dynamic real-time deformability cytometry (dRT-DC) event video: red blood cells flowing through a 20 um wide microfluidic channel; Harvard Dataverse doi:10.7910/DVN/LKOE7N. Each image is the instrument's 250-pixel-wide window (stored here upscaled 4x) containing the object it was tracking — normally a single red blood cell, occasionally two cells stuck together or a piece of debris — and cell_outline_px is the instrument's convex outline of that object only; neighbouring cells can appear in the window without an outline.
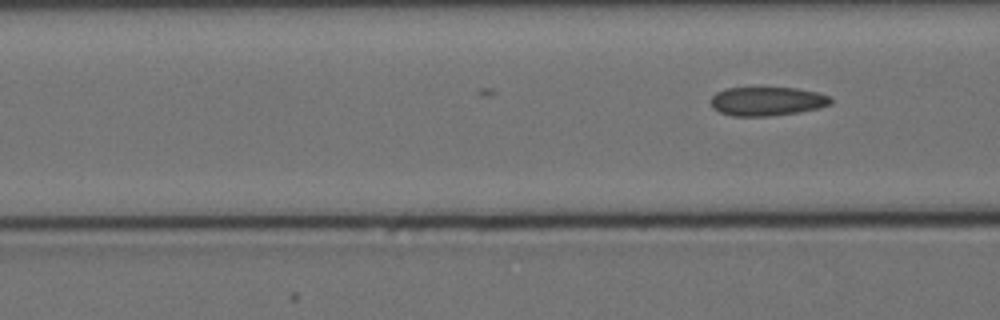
{"species": "Egyptian fruit bat (a non-hibernating species)", "species_latin": "Rousettus aegyptiacus", "temperature_condition": "cold", "stored_images_in_passage": 3, "camera_frame_rate_fps": 3000, "um_per_image_px": 0.085, "animal": {"sex": "female"}, "frame": {"image": 1, "passage_image": 3, "time_ms": 0.667, "image_size_px": [1000, 320], "cell_outline_px": [[832, 104], [820, 108], [800, 112], [768, 116], [732, 116], [720, 112], [712, 108], [712, 96], [716, 92], [724, 88], [796, 88], [816, 92], [828, 96], [832, 100]], "centroid_in_image_um": [65.2, 8.61], "position_along_channel_um": 101.4, "area_um2": 20.17}}